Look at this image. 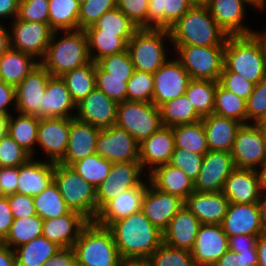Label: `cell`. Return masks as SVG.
I'll return each instance as SVG.
<instances>
[{
    "instance_id": "6da1fadb",
    "label": "cell",
    "mask_w": 266,
    "mask_h": 266,
    "mask_svg": "<svg viewBox=\"0 0 266 266\" xmlns=\"http://www.w3.org/2000/svg\"><path fill=\"white\" fill-rule=\"evenodd\" d=\"M108 229L122 259H148L163 243V233L142 211L113 222Z\"/></svg>"
},
{
    "instance_id": "7a4b0ae2",
    "label": "cell",
    "mask_w": 266,
    "mask_h": 266,
    "mask_svg": "<svg viewBox=\"0 0 266 266\" xmlns=\"http://www.w3.org/2000/svg\"><path fill=\"white\" fill-rule=\"evenodd\" d=\"M168 30L173 45L225 46L228 37L206 5H194Z\"/></svg>"
},
{
    "instance_id": "3957f363",
    "label": "cell",
    "mask_w": 266,
    "mask_h": 266,
    "mask_svg": "<svg viewBox=\"0 0 266 266\" xmlns=\"http://www.w3.org/2000/svg\"><path fill=\"white\" fill-rule=\"evenodd\" d=\"M53 32L50 43L40 64L53 77H61L75 68L91 62L88 39L85 30ZM57 36V37H56Z\"/></svg>"
},
{
    "instance_id": "277c9868",
    "label": "cell",
    "mask_w": 266,
    "mask_h": 266,
    "mask_svg": "<svg viewBox=\"0 0 266 266\" xmlns=\"http://www.w3.org/2000/svg\"><path fill=\"white\" fill-rule=\"evenodd\" d=\"M224 66L257 84L266 78V55L261 39L255 34L228 35Z\"/></svg>"
},
{
    "instance_id": "5b68a950",
    "label": "cell",
    "mask_w": 266,
    "mask_h": 266,
    "mask_svg": "<svg viewBox=\"0 0 266 266\" xmlns=\"http://www.w3.org/2000/svg\"><path fill=\"white\" fill-rule=\"evenodd\" d=\"M76 266H117L122 258L112 232L90 221L73 245Z\"/></svg>"
},
{
    "instance_id": "8992f818",
    "label": "cell",
    "mask_w": 266,
    "mask_h": 266,
    "mask_svg": "<svg viewBox=\"0 0 266 266\" xmlns=\"http://www.w3.org/2000/svg\"><path fill=\"white\" fill-rule=\"evenodd\" d=\"M54 182L70 210L89 221L97 216L96 187L85 181L72 167L55 163Z\"/></svg>"
},
{
    "instance_id": "52a82bcc",
    "label": "cell",
    "mask_w": 266,
    "mask_h": 266,
    "mask_svg": "<svg viewBox=\"0 0 266 266\" xmlns=\"http://www.w3.org/2000/svg\"><path fill=\"white\" fill-rule=\"evenodd\" d=\"M165 39L171 44L167 29L138 28L127 47L134 69L155 73L169 59L163 42Z\"/></svg>"
},
{
    "instance_id": "ba28073f",
    "label": "cell",
    "mask_w": 266,
    "mask_h": 266,
    "mask_svg": "<svg viewBox=\"0 0 266 266\" xmlns=\"http://www.w3.org/2000/svg\"><path fill=\"white\" fill-rule=\"evenodd\" d=\"M116 125L141 143L163 126L160 108L141 101L120 102L117 105Z\"/></svg>"
},
{
    "instance_id": "9c48e42d",
    "label": "cell",
    "mask_w": 266,
    "mask_h": 266,
    "mask_svg": "<svg viewBox=\"0 0 266 266\" xmlns=\"http://www.w3.org/2000/svg\"><path fill=\"white\" fill-rule=\"evenodd\" d=\"M173 47L190 78L219 82L224 66L225 46L173 45Z\"/></svg>"
},
{
    "instance_id": "30bf717a",
    "label": "cell",
    "mask_w": 266,
    "mask_h": 266,
    "mask_svg": "<svg viewBox=\"0 0 266 266\" xmlns=\"http://www.w3.org/2000/svg\"><path fill=\"white\" fill-rule=\"evenodd\" d=\"M12 20L9 30L11 48L41 61L54 32L49 23L25 22L17 18Z\"/></svg>"
},
{
    "instance_id": "8fae6325",
    "label": "cell",
    "mask_w": 266,
    "mask_h": 266,
    "mask_svg": "<svg viewBox=\"0 0 266 266\" xmlns=\"http://www.w3.org/2000/svg\"><path fill=\"white\" fill-rule=\"evenodd\" d=\"M140 161L113 163L107 178L96 187L97 214L121 192L140 186L144 181Z\"/></svg>"
},
{
    "instance_id": "7c38bea8",
    "label": "cell",
    "mask_w": 266,
    "mask_h": 266,
    "mask_svg": "<svg viewBox=\"0 0 266 266\" xmlns=\"http://www.w3.org/2000/svg\"><path fill=\"white\" fill-rule=\"evenodd\" d=\"M96 153L111 163L139 161V143L116 124L100 129Z\"/></svg>"
},
{
    "instance_id": "4fadbf2b",
    "label": "cell",
    "mask_w": 266,
    "mask_h": 266,
    "mask_svg": "<svg viewBox=\"0 0 266 266\" xmlns=\"http://www.w3.org/2000/svg\"><path fill=\"white\" fill-rule=\"evenodd\" d=\"M231 155L234 166L238 169L258 171L266 162L262 131L254 123L242 124L238 129Z\"/></svg>"
},
{
    "instance_id": "5bb4252c",
    "label": "cell",
    "mask_w": 266,
    "mask_h": 266,
    "mask_svg": "<svg viewBox=\"0 0 266 266\" xmlns=\"http://www.w3.org/2000/svg\"><path fill=\"white\" fill-rule=\"evenodd\" d=\"M171 60V61H170ZM152 103L161 107L164 103L184 95L190 76L181 62L168 59L155 73Z\"/></svg>"
},
{
    "instance_id": "9a60e30c",
    "label": "cell",
    "mask_w": 266,
    "mask_h": 266,
    "mask_svg": "<svg viewBox=\"0 0 266 266\" xmlns=\"http://www.w3.org/2000/svg\"><path fill=\"white\" fill-rule=\"evenodd\" d=\"M234 169L231 152L207 151L203 156L201 170L194 181V191H222L225 180Z\"/></svg>"
},
{
    "instance_id": "2e32d148",
    "label": "cell",
    "mask_w": 266,
    "mask_h": 266,
    "mask_svg": "<svg viewBox=\"0 0 266 266\" xmlns=\"http://www.w3.org/2000/svg\"><path fill=\"white\" fill-rule=\"evenodd\" d=\"M50 77L51 74L41 64L37 65L15 87V111L41 118L42 94L46 90Z\"/></svg>"
},
{
    "instance_id": "e0dca14e",
    "label": "cell",
    "mask_w": 266,
    "mask_h": 266,
    "mask_svg": "<svg viewBox=\"0 0 266 266\" xmlns=\"http://www.w3.org/2000/svg\"><path fill=\"white\" fill-rule=\"evenodd\" d=\"M118 103L101 90L95 89L76 104L75 117L99 129L116 124Z\"/></svg>"
},
{
    "instance_id": "ac0fdd59",
    "label": "cell",
    "mask_w": 266,
    "mask_h": 266,
    "mask_svg": "<svg viewBox=\"0 0 266 266\" xmlns=\"http://www.w3.org/2000/svg\"><path fill=\"white\" fill-rule=\"evenodd\" d=\"M228 249V236L221 224H201L191 256L197 266H213Z\"/></svg>"
},
{
    "instance_id": "d6986e66",
    "label": "cell",
    "mask_w": 266,
    "mask_h": 266,
    "mask_svg": "<svg viewBox=\"0 0 266 266\" xmlns=\"http://www.w3.org/2000/svg\"><path fill=\"white\" fill-rule=\"evenodd\" d=\"M184 206V201L174 195L164 193L150 182L147 185L141 211L162 233L168 228L171 219Z\"/></svg>"
},
{
    "instance_id": "ffe728a7",
    "label": "cell",
    "mask_w": 266,
    "mask_h": 266,
    "mask_svg": "<svg viewBox=\"0 0 266 266\" xmlns=\"http://www.w3.org/2000/svg\"><path fill=\"white\" fill-rule=\"evenodd\" d=\"M70 132V118H40L37 143L48 161L58 163L65 155Z\"/></svg>"
},
{
    "instance_id": "44dd1931",
    "label": "cell",
    "mask_w": 266,
    "mask_h": 266,
    "mask_svg": "<svg viewBox=\"0 0 266 266\" xmlns=\"http://www.w3.org/2000/svg\"><path fill=\"white\" fill-rule=\"evenodd\" d=\"M149 182L144 180L140 186L125 190L117 197L108 201L99 210L94 222L108 228L113 222L141 211L143 198Z\"/></svg>"
},
{
    "instance_id": "7402d4cb",
    "label": "cell",
    "mask_w": 266,
    "mask_h": 266,
    "mask_svg": "<svg viewBox=\"0 0 266 266\" xmlns=\"http://www.w3.org/2000/svg\"><path fill=\"white\" fill-rule=\"evenodd\" d=\"M221 226L228 238L239 235L259 236L263 230L258 203L238 204L229 202Z\"/></svg>"
},
{
    "instance_id": "603a6c76",
    "label": "cell",
    "mask_w": 266,
    "mask_h": 266,
    "mask_svg": "<svg viewBox=\"0 0 266 266\" xmlns=\"http://www.w3.org/2000/svg\"><path fill=\"white\" fill-rule=\"evenodd\" d=\"M175 150V139L172 127L162 126L157 132L139 143V161L142 168L149 173L156 167L170 162Z\"/></svg>"
},
{
    "instance_id": "cb8c5ba5",
    "label": "cell",
    "mask_w": 266,
    "mask_h": 266,
    "mask_svg": "<svg viewBox=\"0 0 266 266\" xmlns=\"http://www.w3.org/2000/svg\"><path fill=\"white\" fill-rule=\"evenodd\" d=\"M100 132L98 127L83 122L76 117L70 118L68 146L64 157L58 162L71 166L86 156L96 153V140Z\"/></svg>"
},
{
    "instance_id": "d4e9b609",
    "label": "cell",
    "mask_w": 266,
    "mask_h": 266,
    "mask_svg": "<svg viewBox=\"0 0 266 266\" xmlns=\"http://www.w3.org/2000/svg\"><path fill=\"white\" fill-rule=\"evenodd\" d=\"M222 193L231 203H258L262 193L259 172L235 168L225 180Z\"/></svg>"
},
{
    "instance_id": "484cf974",
    "label": "cell",
    "mask_w": 266,
    "mask_h": 266,
    "mask_svg": "<svg viewBox=\"0 0 266 266\" xmlns=\"http://www.w3.org/2000/svg\"><path fill=\"white\" fill-rule=\"evenodd\" d=\"M246 0H210L206 6L217 24L228 35H249L256 31L243 25L246 14Z\"/></svg>"
},
{
    "instance_id": "4316f807",
    "label": "cell",
    "mask_w": 266,
    "mask_h": 266,
    "mask_svg": "<svg viewBox=\"0 0 266 266\" xmlns=\"http://www.w3.org/2000/svg\"><path fill=\"white\" fill-rule=\"evenodd\" d=\"M89 222L81 213L71 210L61 217L43 220L42 236L61 248L73 247L81 230Z\"/></svg>"
},
{
    "instance_id": "83f0119b",
    "label": "cell",
    "mask_w": 266,
    "mask_h": 266,
    "mask_svg": "<svg viewBox=\"0 0 266 266\" xmlns=\"http://www.w3.org/2000/svg\"><path fill=\"white\" fill-rule=\"evenodd\" d=\"M229 200L222 191L192 192L184 201V206L200 221L201 224H221Z\"/></svg>"
},
{
    "instance_id": "f1b7e54d",
    "label": "cell",
    "mask_w": 266,
    "mask_h": 266,
    "mask_svg": "<svg viewBox=\"0 0 266 266\" xmlns=\"http://www.w3.org/2000/svg\"><path fill=\"white\" fill-rule=\"evenodd\" d=\"M54 162L34 160L18 166L17 193L36 196L54 181Z\"/></svg>"
},
{
    "instance_id": "f546056e",
    "label": "cell",
    "mask_w": 266,
    "mask_h": 266,
    "mask_svg": "<svg viewBox=\"0 0 266 266\" xmlns=\"http://www.w3.org/2000/svg\"><path fill=\"white\" fill-rule=\"evenodd\" d=\"M76 103L72 100L65 81L61 77L51 76L46 90L42 94L41 118H73L76 115Z\"/></svg>"
},
{
    "instance_id": "4dcf8cb0",
    "label": "cell",
    "mask_w": 266,
    "mask_h": 266,
    "mask_svg": "<svg viewBox=\"0 0 266 266\" xmlns=\"http://www.w3.org/2000/svg\"><path fill=\"white\" fill-rule=\"evenodd\" d=\"M200 225V221L187 207L183 206L163 232V242L174 248L191 251Z\"/></svg>"
},
{
    "instance_id": "1f68e13d",
    "label": "cell",
    "mask_w": 266,
    "mask_h": 266,
    "mask_svg": "<svg viewBox=\"0 0 266 266\" xmlns=\"http://www.w3.org/2000/svg\"><path fill=\"white\" fill-rule=\"evenodd\" d=\"M150 183L158 190L181 198L194 192V182L179 168L164 164L148 173Z\"/></svg>"
},
{
    "instance_id": "d6a6232c",
    "label": "cell",
    "mask_w": 266,
    "mask_h": 266,
    "mask_svg": "<svg viewBox=\"0 0 266 266\" xmlns=\"http://www.w3.org/2000/svg\"><path fill=\"white\" fill-rule=\"evenodd\" d=\"M209 151L231 152L242 123L216 114L202 117Z\"/></svg>"
},
{
    "instance_id": "836d02e7",
    "label": "cell",
    "mask_w": 266,
    "mask_h": 266,
    "mask_svg": "<svg viewBox=\"0 0 266 266\" xmlns=\"http://www.w3.org/2000/svg\"><path fill=\"white\" fill-rule=\"evenodd\" d=\"M194 5L191 0H149L148 28L168 30Z\"/></svg>"
},
{
    "instance_id": "e575fe53",
    "label": "cell",
    "mask_w": 266,
    "mask_h": 266,
    "mask_svg": "<svg viewBox=\"0 0 266 266\" xmlns=\"http://www.w3.org/2000/svg\"><path fill=\"white\" fill-rule=\"evenodd\" d=\"M39 64L31 55L10 48L0 56L1 79L16 87Z\"/></svg>"
},
{
    "instance_id": "d590c367",
    "label": "cell",
    "mask_w": 266,
    "mask_h": 266,
    "mask_svg": "<svg viewBox=\"0 0 266 266\" xmlns=\"http://www.w3.org/2000/svg\"><path fill=\"white\" fill-rule=\"evenodd\" d=\"M85 32L88 39L89 54L94 63L105 56L126 51L128 41L132 37L103 32L101 29H85Z\"/></svg>"
},
{
    "instance_id": "8d00e7d4",
    "label": "cell",
    "mask_w": 266,
    "mask_h": 266,
    "mask_svg": "<svg viewBox=\"0 0 266 266\" xmlns=\"http://www.w3.org/2000/svg\"><path fill=\"white\" fill-rule=\"evenodd\" d=\"M7 134L12 137L20 147L27 151L32 157L36 152L37 132L40 118L34 115L17 113L14 118L11 114L6 119Z\"/></svg>"
},
{
    "instance_id": "74e56055",
    "label": "cell",
    "mask_w": 266,
    "mask_h": 266,
    "mask_svg": "<svg viewBox=\"0 0 266 266\" xmlns=\"http://www.w3.org/2000/svg\"><path fill=\"white\" fill-rule=\"evenodd\" d=\"M61 247L44 236L37 237L14 249L16 266H42Z\"/></svg>"
},
{
    "instance_id": "f35d334b",
    "label": "cell",
    "mask_w": 266,
    "mask_h": 266,
    "mask_svg": "<svg viewBox=\"0 0 266 266\" xmlns=\"http://www.w3.org/2000/svg\"><path fill=\"white\" fill-rule=\"evenodd\" d=\"M79 13L78 0H49L48 23L54 32L78 30Z\"/></svg>"
},
{
    "instance_id": "ab89813d",
    "label": "cell",
    "mask_w": 266,
    "mask_h": 266,
    "mask_svg": "<svg viewBox=\"0 0 266 266\" xmlns=\"http://www.w3.org/2000/svg\"><path fill=\"white\" fill-rule=\"evenodd\" d=\"M217 83L218 81L191 78L187 85L185 95L201 117L213 114Z\"/></svg>"
},
{
    "instance_id": "60d3db41",
    "label": "cell",
    "mask_w": 266,
    "mask_h": 266,
    "mask_svg": "<svg viewBox=\"0 0 266 266\" xmlns=\"http://www.w3.org/2000/svg\"><path fill=\"white\" fill-rule=\"evenodd\" d=\"M160 111L163 126L167 127H174L202 120V117L196 112L191 101L185 94L164 103L160 107Z\"/></svg>"
},
{
    "instance_id": "b9f144b4",
    "label": "cell",
    "mask_w": 266,
    "mask_h": 266,
    "mask_svg": "<svg viewBox=\"0 0 266 266\" xmlns=\"http://www.w3.org/2000/svg\"><path fill=\"white\" fill-rule=\"evenodd\" d=\"M175 148L189 150L201 155L209 151L202 121L172 127Z\"/></svg>"
},
{
    "instance_id": "7bdbcfd3",
    "label": "cell",
    "mask_w": 266,
    "mask_h": 266,
    "mask_svg": "<svg viewBox=\"0 0 266 266\" xmlns=\"http://www.w3.org/2000/svg\"><path fill=\"white\" fill-rule=\"evenodd\" d=\"M43 220L38 216L14 219L6 237L0 242L13 250L42 236Z\"/></svg>"
},
{
    "instance_id": "ee69618b",
    "label": "cell",
    "mask_w": 266,
    "mask_h": 266,
    "mask_svg": "<svg viewBox=\"0 0 266 266\" xmlns=\"http://www.w3.org/2000/svg\"><path fill=\"white\" fill-rule=\"evenodd\" d=\"M33 200L36 214L42 220L58 218L71 211L54 181L40 194L33 196Z\"/></svg>"
},
{
    "instance_id": "f6af8a7d",
    "label": "cell",
    "mask_w": 266,
    "mask_h": 266,
    "mask_svg": "<svg viewBox=\"0 0 266 266\" xmlns=\"http://www.w3.org/2000/svg\"><path fill=\"white\" fill-rule=\"evenodd\" d=\"M61 78L65 81L72 100L77 104L92 92L95 85V63L93 61L65 73Z\"/></svg>"
},
{
    "instance_id": "bcb514c9",
    "label": "cell",
    "mask_w": 266,
    "mask_h": 266,
    "mask_svg": "<svg viewBox=\"0 0 266 266\" xmlns=\"http://www.w3.org/2000/svg\"><path fill=\"white\" fill-rule=\"evenodd\" d=\"M213 114L247 124L246 100L225 89L219 82L215 92Z\"/></svg>"
},
{
    "instance_id": "7dc6e473",
    "label": "cell",
    "mask_w": 266,
    "mask_h": 266,
    "mask_svg": "<svg viewBox=\"0 0 266 266\" xmlns=\"http://www.w3.org/2000/svg\"><path fill=\"white\" fill-rule=\"evenodd\" d=\"M112 164L97 153L73 163L72 167L85 181L97 187L109 175Z\"/></svg>"
},
{
    "instance_id": "c3c4849f",
    "label": "cell",
    "mask_w": 266,
    "mask_h": 266,
    "mask_svg": "<svg viewBox=\"0 0 266 266\" xmlns=\"http://www.w3.org/2000/svg\"><path fill=\"white\" fill-rule=\"evenodd\" d=\"M86 29H101L103 32L117 33L119 36H133L138 27L119 8H115L104 13Z\"/></svg>"
},
{
    "instance_id": "681fc988",
    "label": "cell",
    "mask_w": 266,
    "mask_h": 266,
    "mask_svg": "<svg viewBox=\"0 0 266 266\" xmlns=\"http://www.w3.org/2000/svg\"><path fill=\"white\" fill-rule=\"evenodd\" d=\"M149 266H197L191 251L174 248L164 242L148 258Z\"/></svg>"
},
{
    "instance_id": "f907efd6",
    "label": "cell",
    "mask_w": 266,
    "mask_h": 266,
    "mask_svg": "<svg viewBox=\"0 0 266 266\" xmlns=\"http://www.w3.org/2000/svg\"><path fill=\"white\" fill-rule=\"evenodd\" d=\"M154 91L153 73L134 70L126 86V100L152 103Z\"/></svg>"
},
{
    "instance_id": "816d5d0a",
    "label": "cell",
    "mask_w": 266,
    "mask_h": 266,
    "mask_svg": "<svg viewBox=\"0 0 266 266\" xmlns=\"http://www.w3.org/2000/svg\"><path fill=\"white\" fill-rule=\"evenodd\" d=\"M96 64L106 72V77L131 78L135 70L128 50L105 56Z\"/></svg>"
},
{
    "instance_id": "f5cc1de1",
    "label": "cell",
    "mask_w": 266,
    "mask_h": 266,
    "mask_svg": "<svg viewBox=\"0 0 266 266\" xmlns=\"http://www.w3.org/2000/svg\"><path fill=\"white\" fill-rule=\"evenodd\" d=\"M130 78L106 77L103 71L95 63V85L104 92L110 99L117 103L126 101V86Z\"/></svg>"
},
{
    "instance_id": "db71d44e",
    "label": "cell",
    "mask_w": 266,
    "mask_h": 266,
    "mask_svg": "<svg viewBox=\"0 0 266 266\" xmlns=\"http://www.w3.org/2000/svg\"><path fill=\"white\" fill-rule=\"evenodd\" d=\"M117 8V0H87L80 4L78 29L85 30L93 25L104 13Z\"/></svg>"
},
{
    "instance_id": "11a10c76",
    "label": "cell",
    "mask_w": 266,
    "mask_h": 266,
    "mask_svg": "<svg viewBox=\"0 0 266 266\" xmlns=\"http://www.w3.org/2000/svg\"><path fill=\"white\" fill-rule=\"evenodd\" d=\"M32 156L7 133L0 139V164L2 167H17Z\"/></svg>"
},
{
    "instance_id": "9f6ffc18",
    "label": "cell",
    "mask_w": 266,
    "mask_h": 266,
    "mask_svg": "<svg viewBox=\"0 0 266 266\" xmlns=\"http://www.w3.org/2000/svg\"><path fill=\"white\" fill-rule=\"evenodd\" d=\"M203 156L189 150L175 148L169 164L181 169L194 182L201 170Z\"/></svg>"
},
{
    "instance_id": "6f0895ef",
    "label": "cell",
    "mask_w": 266,
    "mask_h": 266,
    "mask_svg": "<svg viewBox=\"0 0 266 266\" xmlns=\"http://www.w3.org/2000/svg\"><path fill=\"white\" fill-rule=\"evenodd\" d=\"M49 0H20L17 19L25 22L48 23Z\"/></svg>"
},
{
    "instance_id": "680465c9",
    "label": "cell",
    "mask_w": 266,
    "mask_h": 266,
    "mask_svg": "<svg viewBox=\"0 0 266 266\" xmlns=\"http://www.w3.org/2000/svg\"><path fill=\"white\" fill-rule=\"evenodd\" d=\"M117 8L138 28H148L149 0H117Z\"/></svg>"
},
{
    "instance_id": "91938a15",
    "label": "cell",
    "mask_w": 266,
    "mask_h": 266,
    "mask_svg": "<svg viewBox=\"0 0 266 266\" xmlns=\"http://www.w3.org/2000/svg\"><path fill=\"white\" fill-rule=\"evenodd\" d=\"M247 124L255 123L266 113V78L254 85L253 92L246 100Z\"/></svg>"
},
{
    "instance_id": "94428289",
    "label": "cell",
    "mask_w": 266,
    "mask_h": 266,
    "mask_svg": "<svg viewBox=\"0 0 266 266\" xmlns=\"http://www.w3.org/2000/svg\"><path fill=\"white\" fill-rule=\"evenodd\" d=\"M219 83L227 90L236 94L238 97L247 100L253 92L254 83L246 80L240 74L230 72L223 66Z\"/></svg>"
},
{
    "instance_id": "6125c7cd",
    "label": "cell",
    "mask_w": 266,
    "mask_h": 266,
    "mask_svg": "<svg viewBox=\"0 0 266 266\" xmlns=\"http://www.w3.org/2000/svg\"><path fill=\"white\" fill-rule=\"evenodd\" d=\"M213 266H258L257 250L236 253L228 249Z\"/></svg>"
},
{
    "instance_id": "be15d7a7",
    "label": "cell",
    "mask_w": 266,
    "mask_h": 266,
    "mask_svg": "<svg viewBox=\"0 0 266 266\" xmlns=\"http://www.w3.org/2000/svg\"><path fill=\"white\" fill-rule=\"evenodd\" d=\"M14 219L37 215L32 196L15 193L7 196Z\"/></svg>"
},
{
    "instance_id": "e7e4bbea",
    "label": "cell",
    "mask_w": 266,
    "mask_h": 266,
    "mask_svg": "<svg viewBox=\"0 0 266 266\" xmlns=\"http://www.w3.org/2000/svg\"><path fill=\"white\" fill-rule=\"evenodd\" d=\"M18 166L0 168V196H10L17 192Z\"/></svg>"
},
{
    "instance_id": "03108f58",
    "label": "cell",
    "mask_w": 266,
    "mask_h": 266,
    "mask_svg": "<svg viewBox=\"0 0 266 266\" xmlns=\"http://www.w3.org/2000/svg\"><path fill=\"white\" fill-rule=\"evenodd\" d=\"M15 102V87L2 81L0 83V115L7 118L11 113L9 110H7V107H10L11 104V106H14L15 109Z\"/></svg>"
},
{
    "instance_id": "003e7915",
    "label": "cell",
    "mask_w": 266,
    "mask_h": 266,
    "mask_svg": "<svg viewBox=\"0 0 266 266\" xmlns=\"http://www.w3.org/2000/svg\"><path fill=\"white\" fill-rule=\"evenodd\" d=\"M14 217L10 209L8 197L0 196V242L6 237Z\"/></svg>"
},
{
    "instance_id": "a7ac6f4b",
    "label": "cell",
    "mask_w": 266,
    "mask_h": 266,
    "mask_svg": "<svg viewBox=\"0 0 266 266\" xmlns=\"http://www.w3.org/2000/svg\"><path fill=\"white\" fill-rule=\"evenodd\" d=\"M42 266H76V257L73 247L61 248Z\"/></svg>"
},
{
    "instance_id": "89a4df30",
    "label": "cell",
    "mask_w": 266,
    "mask_h": 266,
    "mask_svg": "<svg viewBox=\"0 0 266 266\" xmlns=\"http://www.w3.org/2000/svg\"><path fill=\"white\" fill-rule=\"evenodd\" d=\"M257 238L258 236L251 235H239L229 237V250L236 253H240L244 250H257Z\"/></svg>"
},
{
    "instance_id": "2644e50d",
    "label": "cell",
    "mask_w": 266,
    "mask_h": 266,
    "mask_svg": "<svg viewBox=\"0 0 266 266\" xmlns=\"http://www.w3.org/2000/svg\"><path fill=\"white\" fill-rule=\"evenodd\" d=\"M20 0H0V18H17Z\"/></svg>"
},
{
    "instance_id": "8c879c8a",
    "label": "cell",
    "mask_w": 266,
    "mask_h": 266,
    "mask_svg": "<svg viewBox=\"0 0 266 266\" xmlns=\"http://www.w3.org/2000/svg\"><path fill=\"white\" fill-rule=\"evenodd\" d=\"M0 266H16L15 251L0 243Z\"/></svg>"
},
{
    "instance_id": "753ad0ef",
    "label": "cell",
    "mask_w": 266,
    "mask_h": 266,
    "mask_svg": "<svg viewBox=\"0 0 266 266\" xmlns=\"http://www.w3.org/2000/svg\"><path fill=\"white\" fill-rule=\"evenodd\" d=\"M258 266H266V232L261 233L256 243Z\"/></svg>"
},
{
    "instance_id": "34e18365",
    "label": "cell",
    "mask_w": 266,
    "mask_h": 266,
    "mask_svg": "<svg viewBox=\"0 0 266 266\" xmlns=\"http://www.w3.org/2000/svg\"><path fill=\"white\" fill-rule=\"evenodd\" d=\"M9 32L0 21V56L11 48Z\"/></svg>"
},
{
    "instance_id": "11e5206c",
    "label": "cell",
    "mask_w": 266,
    "mask_h": 266,
    "mask_svg": "<svg viewBox=\"0 0 266 266\" xmlns=\"http://www.w3.org/2000/svg\"><path fill=\"white\" fill-rule=\"evenodd\" d=\"M258 206L260 210L261 227H262L263 232H266V195L263 193H261V196L259 198Z\"/></svg>"
},
{
    "instance_id": "2a66077c",
    "label": "cell",
    "mask_w": 266,
    "mask_h": 266,
    "mask_svg": "<svg viewBox=\"0 0 266 266\" xmlns=\"http://www.w3.org/2000/svg\"><path fill=\"white\" fill-rule=\"evenodd\" d=\"M125 266H149L148 259H125Z\"/></svg>"
},
{
    "instance_id": "b9fcfbb0",
    "label": "cell",
    "mask_w": 266,
    "mask_h": 266,
    "mask_svg": "<svg viewBox=\"0 0 266 266\" xmlns=\"http://www.w3.org/2000/svg\"><path fill=\"white\" fill-rule=\"evenodd\" d=\"M260 175L261 190L263 193L266 192V162L258 170Z\"/></svg>"
},
{
    "instance_id": "09005b40",
    "label": "cell",
    "mask_w": 266,
    "mask_h": 266,
    "mask_svg": "<svg viewBox=\"0 0 266 266\" xmlns=\"http://www.w3.org/2000/svg\"><path fill=\"white\" fill-rule=\"evenodd\" d=\"M250 3V6H254L256 9L259 8L260 10L265 9L266 0H246Z\"/></svg>"
},
{
    "instance_id": "979ff035",
    "label": "cell",
    "mask_w": 266,
    "mask_h": 266,
    "mask_svg": "<svg viewBox=\"0 0 266 266\" xmlns=\"http://www.w3.org/2000/svg\"><path fill=\"white\" fill-rule=\"evenodd\" d=\"M6 117L0 115V139L6 134L7 132V122Z\"/></svg>"
},
{
    "instance_id": "deb4b68c",
    "label": "cell",
    "mask_w": 266,
    "mask_h": 266,
    "mask_svg": "<svg viewBox=\"0 0 266 266\" xmlns=\"http://www.w3.org/2000/svg\"><path fill=\"white\" fill-rule=\"evenodd\" d=\"M261 131H266V113L254 123Z\"/></svg>"
},
{
    "instance_id": "67dfc351",
    "label": "cell",
    "mask_w": 266,
    "mask_h": 266,
    "mask_svg": "<svg viewBox=\"0 0 266 266\" xmlns=\"http://www.w3.org/2000/svg\"><path fill=\"white\" fill-rule=\"evenodd\" d=\"M255 34L261 39L266 55V30L265 32L262 31V33L256 30Z\"/></svg>"
},
{
    "instance_id": "b62a3aed",
    "label": "cell",
    "mask_w": 266,
    "mask_h": 266,
    "mask_svg": "<svg viewBox=\"0 0 266 266\" xmlns=\"http://www.w3.org/2000/svg\"><path fill=\"white\" fill-rule=\"evenodd\" d=\"M195 5H206L210 0H191Z\"/></svg>"
},
{
    "instance_id": "603ad722",
    "label": "cell",
    "mask_w": 266,
    "mask_h": 266,
    "mask_svg": "<svg viewBox=\"0 0 266 266\" xmlns=\"http://www.w3.org/2000/svg\"><path fill=\"white\" fill-rule=\"evenodd\" d=\"M263 147L266 156V131H262Z\"/></svg>"
},
{
    "instance_id": "5803f987",
    "label": "cell",
    "mask_w": 266,
    "mask_h": 266,
    "mask_svg": "<svg viewBox=\"0 0 266 266\" xmlns=\"http://www.w3.org/2000/svg\"><path fill=\"white\" fill-rule=\"evenodd\" d=\"M117 266H125V259H122L121 263L118 264Z\"/></svg>"
}]
</instances>
